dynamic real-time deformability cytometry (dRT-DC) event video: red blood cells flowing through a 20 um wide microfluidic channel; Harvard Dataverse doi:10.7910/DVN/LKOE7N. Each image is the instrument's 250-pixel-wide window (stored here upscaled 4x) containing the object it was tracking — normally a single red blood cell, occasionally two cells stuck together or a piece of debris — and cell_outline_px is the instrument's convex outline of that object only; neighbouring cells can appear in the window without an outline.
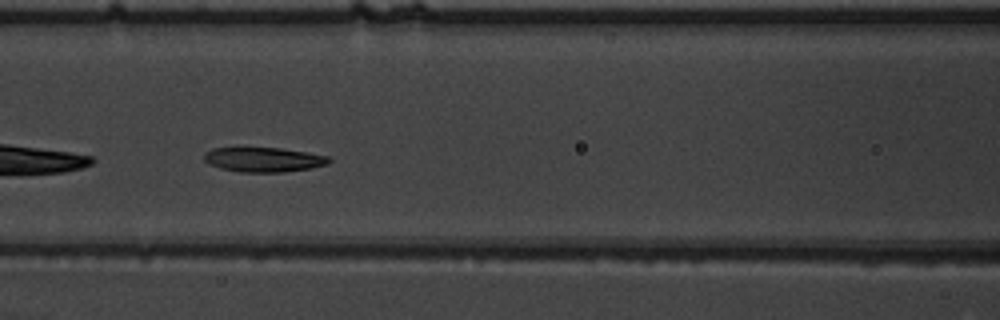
{"species": "common noctule bat (a hibernating species)", "species_latin": "Nyctalus noctula", "temperature_condition": "warm", "stored_images_in_passage": 37, "camera_frame_rate_fps": 3000, "um_per_image_px": 0.085, "animal": {"sex": "male", "body_mass_g": 19.5, "forearm_length_mm": 54.6}, "frame": {"image": 1, "passage_image": 7, "time_ms": 2.0, "image_size_px": [1000, 320], "cell_outline_px": [[332, 160], [328, 164], [312, 168], [284, 172], [240, 172], [220, 168], [208, 164], [204, 160], [204, 156], [212, 148], [280, 148], [328, 156]], "centroid_in_image_um": [22.42, 13.58], "position_along_channel_um": 144.2, "area_um2": 17.8}}
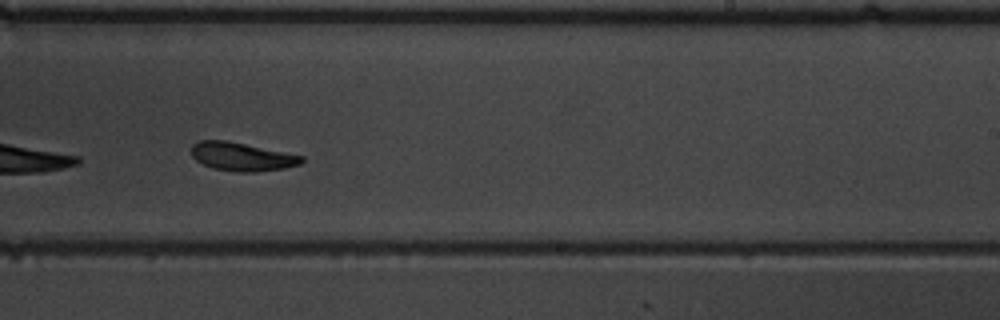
{"frame": {"image": 2, "passage_image": 17, "time_ms": 5.333, "image_size_px": [1000, 320], "cell_outline_px": [[304, 160], [300, 164], [284, 168], [256, 172], [236, 172], [212, 168], [196, 160], [192, 156], [192, 144], [200, 140], [228, 140], [304, 156]], "centroid_in_image_um": [20.56, 13.31], "position_along_channel_um": 268.4, "area_um2": 18.32}}
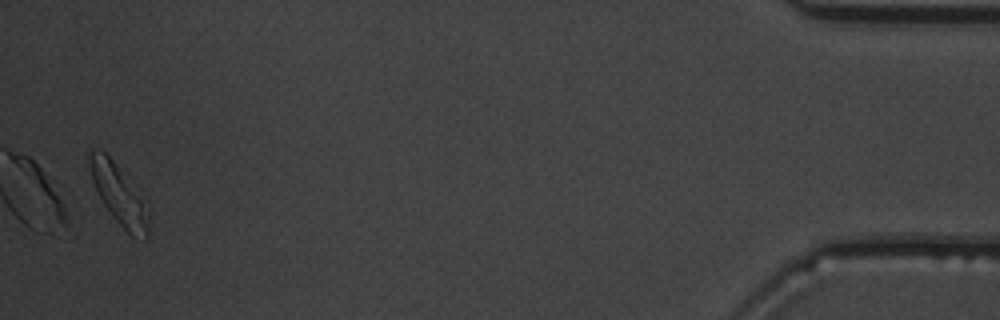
{"frame": {"image": 3, "passage_image": 36, "time_ms": 11.667, "image_size_px": [1000, 320], "cell_outline_px": [[148, 236], [144, 240], [132, 236], [112, 216], [104, 204], [92, 180], [88, 164], [88, 148], [96, 148], [104, 152], [116, 164], [140, 200], [148, 216]], "centroid_in_image_um": [10.01, 16.51], "position_along_channel_um": 425.2, "area_um2": 19.42}, "authors_computed_cell_mechanics": {"area_um2": 18.8428, "velocity_mm_per_s": 3.7348, "shape_relaxation_time_tau1_ms": 3.8921, "shape_relaxation_time_tau2_ms": 3.8126, "deformation_change_tau1": 0.1306, "deformation_change_tau2": 0.1038}}